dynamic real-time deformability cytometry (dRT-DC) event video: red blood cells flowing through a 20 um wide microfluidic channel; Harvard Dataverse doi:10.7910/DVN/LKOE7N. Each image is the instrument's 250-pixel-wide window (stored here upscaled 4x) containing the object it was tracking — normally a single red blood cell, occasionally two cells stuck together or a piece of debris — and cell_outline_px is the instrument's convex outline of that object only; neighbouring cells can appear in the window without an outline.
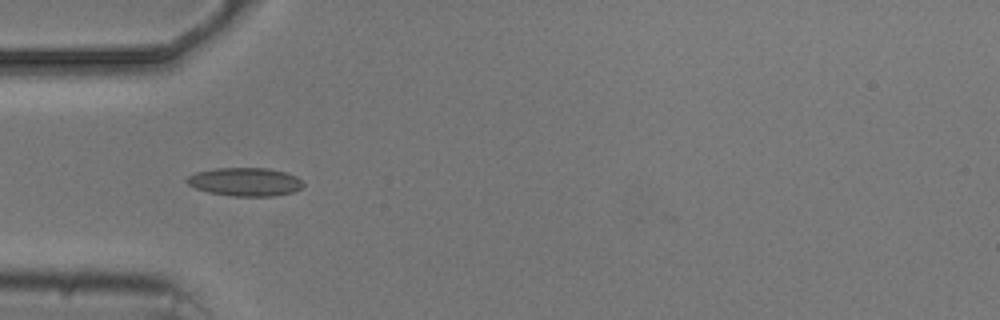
{"species": "common noctule bat (a hibernating species)", "species_latin": "Nyctalus noctula", "temperature_condition": "cold", "stored_images_in_passage": 9, "camera_frame_rate_fps": 3000, "um_per_image_px": 0.085, "animal": {"sex": "male", "body_mass_g": 20.5, "forearm_length_mm": 52.5}, "frame": {"image": 1, "passage_image": 4, "time_ms": 4.333, "image_size_px": [1000, 320], "cell_outline_px": [[304, 184], [300, 188], [292, 192], [272, 196], [232, 196], [208, 192], [196, 188], [188, 184], [184, 180], [188, 176], [196, 172], [212, 168], [268, 168], [288, 172], [296, 176]], "centroid_in_image_um": [20.81, 15.44], "position_along_channel_um": 64.2, "area_um2": 19.31}}
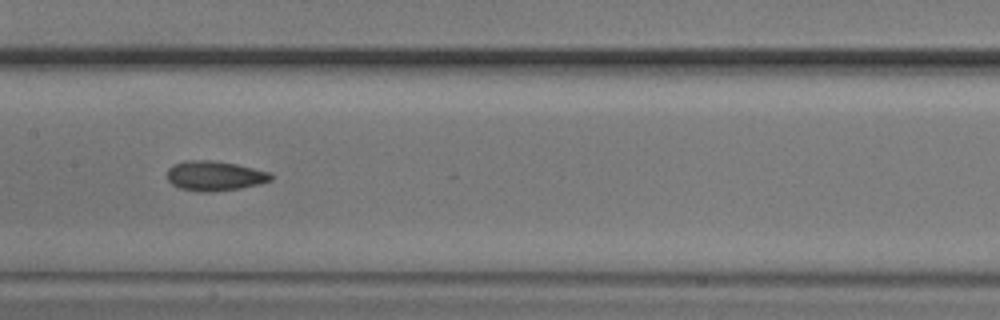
{"frame": {"image": 2, "passage_image": 7, "time_ms": 7.667, "image_size_px": [1000, 320], "cell_outline_px": [[272, 180], [260, 184], [240, 188], [208, 192], [200, 192], [180, 188], [172, 184], [168, 180], [168, 168], [172, 164], [184, 160], [212, 160], [236, 164], [272, 172]], "centroid_in_image_um": [18.25, 14.94], "position_along_channel_um": 189.1, "area_um2": 18.15}}
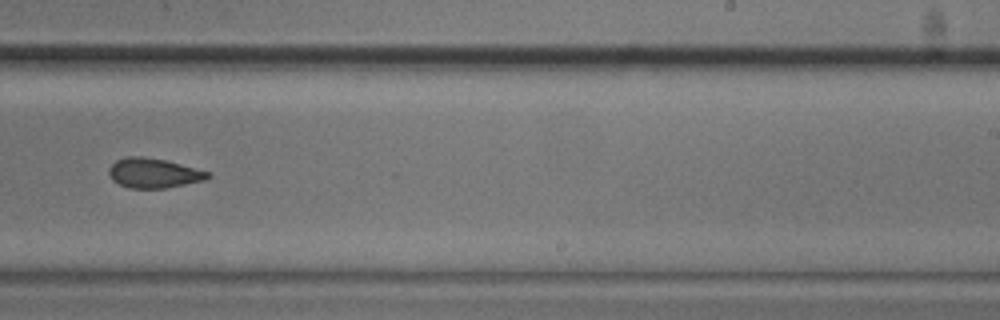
{"frame": {"image": 3, "passage_image": 9, "time_ms": 10.0, "image_size_px": [1000, 320], "cell_outline_px": [[212, 176], [204, 180], [164, 188], [128, 188], [112, 180], [108, 172], [108, 168], [116, 160], [128, 156], [140, 156], [164, 160], [180, 164], [208, 172]], "centroid_in_image_um": [13.01, 14.71], "position_along_channel_um": 276.0, "area_um2": 16.88}}